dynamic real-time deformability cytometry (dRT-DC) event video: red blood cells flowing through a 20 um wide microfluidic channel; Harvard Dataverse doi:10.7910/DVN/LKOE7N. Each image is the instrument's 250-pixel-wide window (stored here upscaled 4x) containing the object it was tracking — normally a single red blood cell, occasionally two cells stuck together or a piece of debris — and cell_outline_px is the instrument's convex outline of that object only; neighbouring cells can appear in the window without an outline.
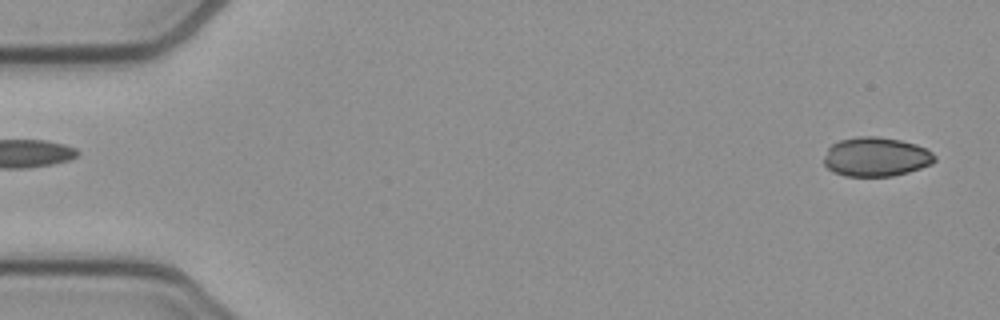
{"species": "common noctule bat (a hibernating species)", "species_latin": "Nyctalus noctula", "temperature_condition": "cold", "stored_images_in_passage": 47, "camera_frame_rate_fps": 3000, "um_per_image_px": 0.085, "animal": {"sex": "female", "body_mass_g": 21.9}, "frame": {"image": 1, "passage_image": 2, "time_ms": 0.333, "image_size_px": [1000, 320], "cell_outline_px": [[936, 160], [932, 164], [908, 172], [892, 176], [844, 176], [828, 168], [824, 164], [824, 156], [828, 148], [832, 144], [840, 140], [860, 136], [876, 136], [900, 140], [916, 144], [932, 152], [936, 156]], "centroid_in_image_um": [74.47, 13.33], "position_along_channel_um": 10.5, "area_um2": 25.26}}
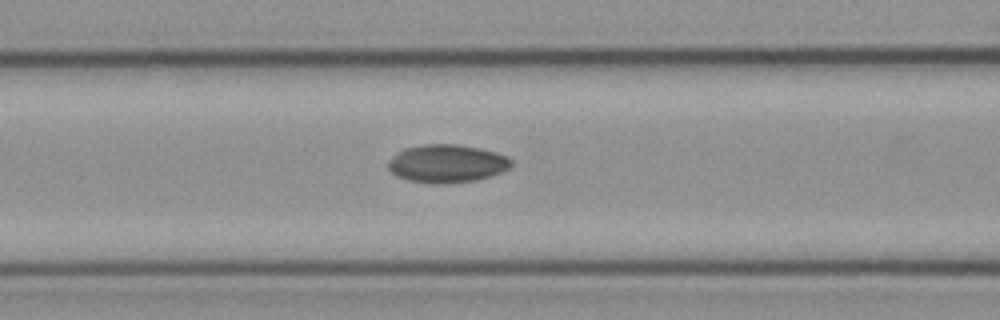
{"frame": {"image": 2, "passage_image": 21, "time_ms": 6.667, "image_size_px": [1000, 320], "cell_outline_px": [[512, 168], [504, 172], [492, 176], [476, 180], [444, 184], [432, 184], [408, 180], [396, 176], [388, 168], [388, 160], [404, 148], [424, 144], [456, 144], [480, 148], [496, 152], [508, 156], [512, 160]], "centroid_in_image_um": [38.03, 13.91], "position_along_channel_um": 128.6, "area_um2": 27.69}}
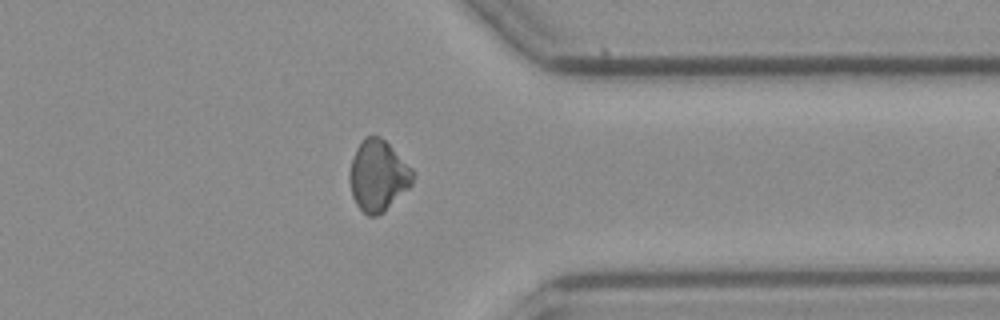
{"frame": {"image": 3, "passage_image": 41, "time_ms": 13.333, "image_size_px": [1000, 320], "cell_outline_px": [[416, 172], [412, 184], [384, 212], [376, 216], [368, 216], [356, 204], [352, 196], [348, 176], [352, 160], [356, 148], [364, 136], [380, 136]], "centroid_in_image_um": [32.13, 14.94], "position_along_channel_um": 379.3, "area_um2": 26.13}}